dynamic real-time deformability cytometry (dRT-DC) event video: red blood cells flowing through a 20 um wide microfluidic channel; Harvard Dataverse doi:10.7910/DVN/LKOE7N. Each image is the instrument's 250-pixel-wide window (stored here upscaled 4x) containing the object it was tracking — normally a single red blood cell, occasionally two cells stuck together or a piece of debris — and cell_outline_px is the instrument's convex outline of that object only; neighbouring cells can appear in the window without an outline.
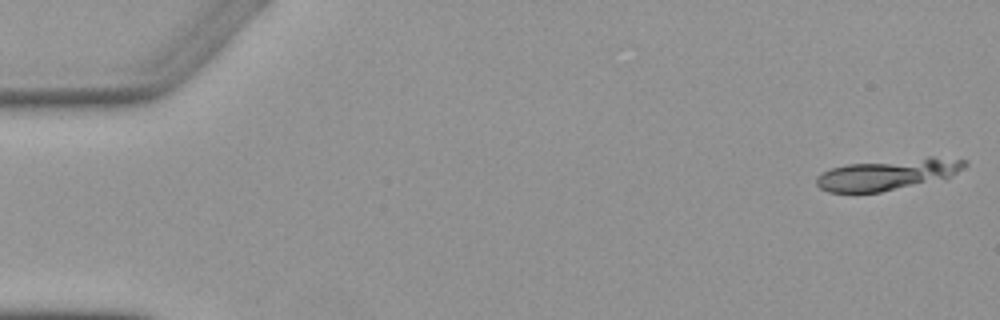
{"species": "Egyptian fruit bat (a non-hibernating species)", "species_latin": "Rousettus aegyptiacus", "temperature_condition": "warm", "stored_images_in_passage": 4, "camera_frame_rate_fps": 3000, "um_per_image_px": 0.085, "animal": {"sex": "female"}, "frame": {"image": 1, "passage_image": 1, "time_ms": 0.0, "image_size_px": [1000, 320], "cell_outline_px": [[968, 164], [964, 168], [948, 176], [880, 192], [828, 192], [820, 188], [816, 184], [816, 176], [832, 168], [848, 164], [928, 156], [932, 156], [968, 160]], "centroid_in_image_um": [75.43, 14.79], "position_along_channel_um": 9.6, "area_um2": 26.41}}